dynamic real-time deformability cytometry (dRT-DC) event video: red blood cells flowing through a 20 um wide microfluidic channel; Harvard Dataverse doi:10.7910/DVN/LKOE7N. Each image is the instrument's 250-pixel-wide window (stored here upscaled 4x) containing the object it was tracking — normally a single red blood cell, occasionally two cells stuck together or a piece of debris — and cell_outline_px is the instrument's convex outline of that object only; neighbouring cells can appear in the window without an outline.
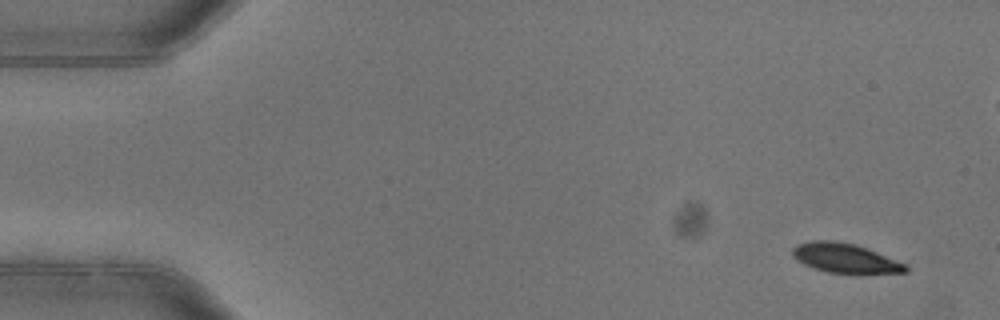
{"species": "common noctule bat (a hibernating species)", "species_latin": "Nyctalus noctula", "temperature_condition": "warm", "stored_images_in_passage": 4, "camera_frame_rate_fps": 3000, "um_per_image_px": 0.085, "animal": {"sex": "female"}, "frame": {"image": 1, "passage_image": 1, "time_ms": 0.0, "image_size_px": [1000, 320], "cell_outline_px": [[908, 272], [828, 272], [812, 268], [796, 260], [792, 256], [792, 248], [796, 244], [812, 240], [832, 240], [856, 244], [876, 252], [904, 264], [908, 268]], "centroid_in_image_um": [71.72, 21.91], "position_along_channel_um": 13.3, "area_um2": 18.96}}